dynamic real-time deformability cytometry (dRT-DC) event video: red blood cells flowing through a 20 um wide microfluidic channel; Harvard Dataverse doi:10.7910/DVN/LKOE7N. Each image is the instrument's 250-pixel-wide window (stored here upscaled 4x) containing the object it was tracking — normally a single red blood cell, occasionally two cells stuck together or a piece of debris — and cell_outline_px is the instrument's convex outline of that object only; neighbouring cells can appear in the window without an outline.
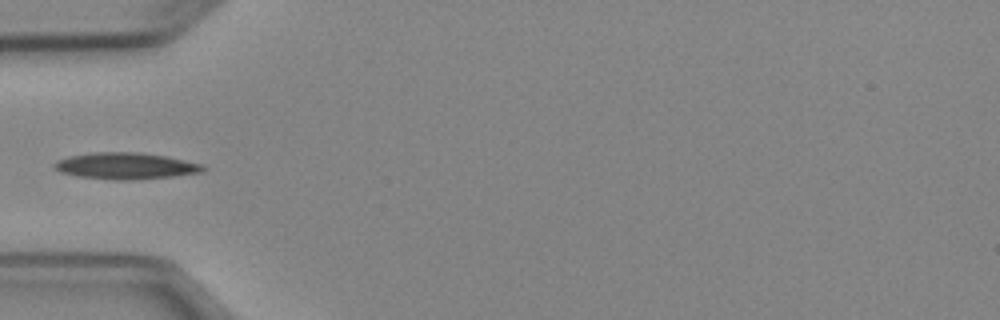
{"species": "Egyptian fruit bat (a non-hibernating species)", "species_latin": "Rousettus aegyptiacus", "temperature_condition": "cold", "stored_images_in_passage": 5, "camera_frame_rate_fps": 3000, "um_per_image_px": 0.085, "animal": {"sex": "female"}, "frame": {"image": 1, "passage_image": 4, "time_ms": 3.667, "image_size_px": [1000, 320], "cell_outline_px": [[208, 168], [204, 172], [172, 176], [128, 180], [116, 180], [76, 176], [60, 172], [52, 164], [56, 160], [68, 156], [92, 152], [140, 152], [168, 156], [204, 164]], "centroid_in_image_um": [10.71, 14.09], "position_along_channel_um": 74.3, "area_um2": 23.24}}
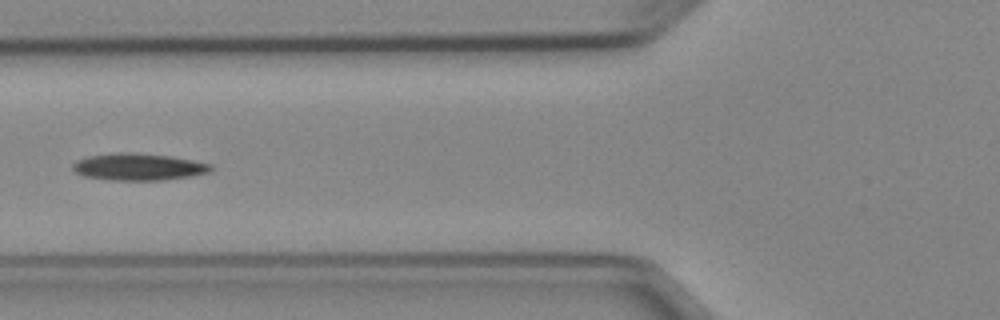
{"frame": {"image": 2, "passage_image": 5, "time_ms": 4.667, "image_size_px": [1000, 320], "cell_outline_px": [[212, 168], [208, 172], [192, 176], [164, 180], [108, 180], [84, 176], [76, 172], [72, 168], [72, 164], [76, 160], [88, 156], [120, 152], [128, 152], [172, 156], [212, 164]], "centroid_in_image_um": [11.76, 14.18], "position_along_channel_um": 114.0, "area_um2": 21.73}}